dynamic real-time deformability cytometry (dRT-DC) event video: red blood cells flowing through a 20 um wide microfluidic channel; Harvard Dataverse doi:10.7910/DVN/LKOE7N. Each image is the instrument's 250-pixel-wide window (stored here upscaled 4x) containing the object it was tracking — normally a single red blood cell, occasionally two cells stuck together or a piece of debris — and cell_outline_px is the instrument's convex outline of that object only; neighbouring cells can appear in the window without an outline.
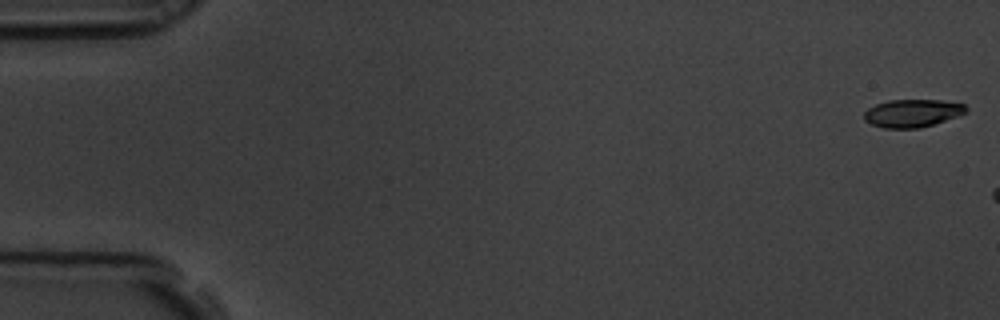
{"species": "common noctule bat (a hibernating species)", "species_latin": "Nyctalus noctula", "temperature_condition": "room temperature", "stored_images_in_passage": 9, "camera_frame_rate_fps": 3000, "um_per_image_px": 0.085, "animal": {"sex": "male", "body_mass_g": 19.5, "forearm_length_mm": 54.6}, "frame": {"image": 1, "passage_image": 1, "time_ms": 0.0, "image_size_px": [1000, 320], "cell_outline_px": [[968, 112], [920, 128], [884, 128], [872, 124], [864, 120], [864, 112], [868, 108], [876, 104], [888, 100], [940, 100], [964, 104], [968, 108]], "centroid_in_image_um": [77.54, 9.61], "position_along_channel_um": 7.5, "area_um2": 16.42}}